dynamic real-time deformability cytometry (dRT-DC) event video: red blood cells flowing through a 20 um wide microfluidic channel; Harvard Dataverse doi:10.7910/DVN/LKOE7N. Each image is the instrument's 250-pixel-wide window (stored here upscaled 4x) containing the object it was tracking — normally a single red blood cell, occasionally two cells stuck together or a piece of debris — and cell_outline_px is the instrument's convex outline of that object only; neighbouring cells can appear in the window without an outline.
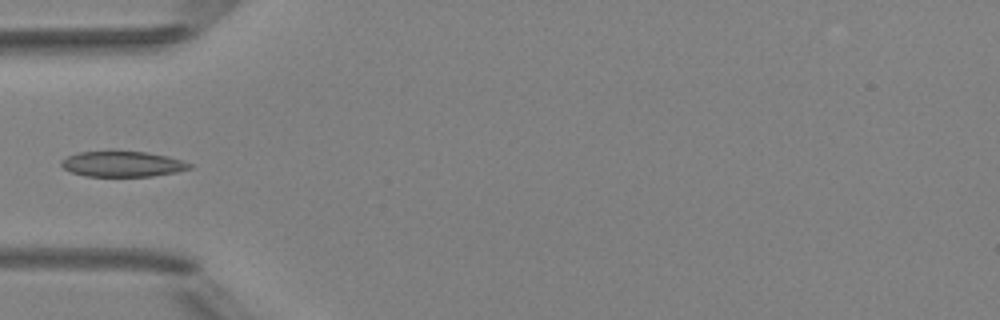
{"species": "Egyptian fruit bat (a non-hibernating species)", "species_latin": "Rousettus aegyptiacus", "temperature_condition": "room temperature", "stored_images_in_passage": 7, "camera_frame_rate_fps": 3000, "um_per_image_px": 0.085, "animal": {"sex": "female"}, "frame": {"image": 1, "passage_image": 5, "time_ms": 4.667, "image_size_px": [1000, 320], "cell_outline_px": [[192, 168], [176, 172], [152, 176], [84, 176], [72, 172], [64, 168], [60, 164], [60, 160], [68, 156], [80, 152], [112, 148], [144, 152], [168, 156], [192, 164]], "centroid_in_image_um": [10.37, 13.9], "position_along_channel_um": 74.6, "area_um2": 19.71}}
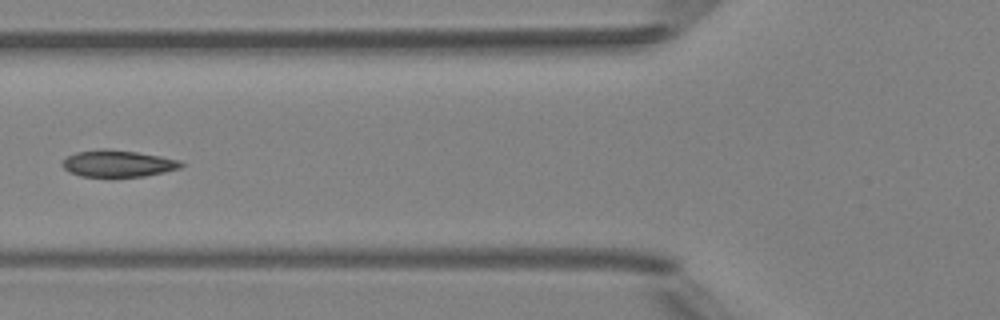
{"frame": {"image": 2, "passage_image": 6, "time_ms": 5.667, "image_size_px": [1000, 320], "cell_outline_px": [[184, 164], [180, 168], [164, 172], [144, 176], [80, 176], [64, 168], [60, 164], [68, 156], [76, 152], [100, 148], [108, 148], [136, 152], [160, 156], [180, 160]], "centroid_in_image_um": [10.02, 13.88], "position_along_channel_um": 115.8, "area_um2": 18.38}}
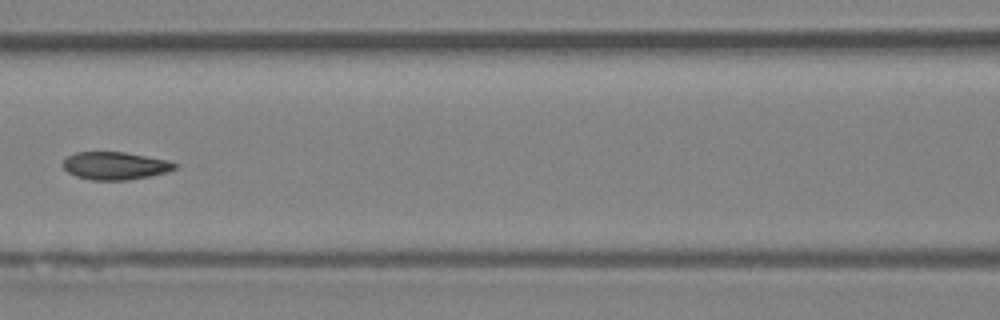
{"frame": {"image": 3, "passage_image": 7, "time_ms": 6.667, "image_size_px": [1000, 320], "cell_outline_px": [[180, 164], [176, 168], [164, 172], [148, 176], [128, 180], [92, 180], [76, 176], [68, 172], [64, 168], [64, 160], [68, 156], [76, 152], [124, 152], [168, 160]], "centroid_in_image_um": [9.8, 14.08], "position_along_channel_um": 156.8, "area_um2": 17.92}}